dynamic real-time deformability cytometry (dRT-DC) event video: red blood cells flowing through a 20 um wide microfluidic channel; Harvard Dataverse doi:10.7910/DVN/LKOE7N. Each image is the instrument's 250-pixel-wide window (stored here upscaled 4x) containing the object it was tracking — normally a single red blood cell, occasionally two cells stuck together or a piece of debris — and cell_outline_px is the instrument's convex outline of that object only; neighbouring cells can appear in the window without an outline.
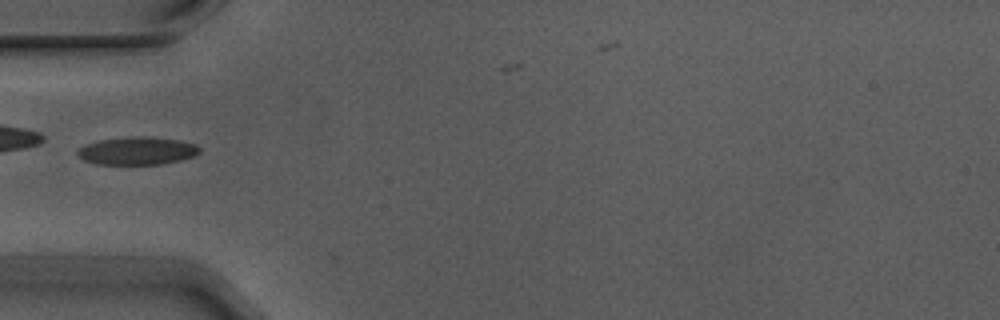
{"species": "Egyptian fruit bat (a non-hibernating species)", "species_latin": "Rousettus aegyptiacus", "temperature_condition": "warm", "stored_images_in_passage": 5, "camera_frame_rate_fps": 3000, "um_per_image_px": 0.085, "animal": {"sex": "male"}, "frame": {"image": 1, "passage_image": 5, "time_ms": 1.333, "image_size_px": [1000, 320], "cell_outline_px": [[200, 152], [196, 156], [180, 160], [160, 164], [96, 164], [84, 160], [76, 152], [84, 144], [100, 140], [136, 136], [152, 136], [180, 140], [196, 144], [200, 148]], "centroid_in_image_um": [11.7, 12.81], "position_along_channel_um": 73.3, "area_um2": 19.88}}